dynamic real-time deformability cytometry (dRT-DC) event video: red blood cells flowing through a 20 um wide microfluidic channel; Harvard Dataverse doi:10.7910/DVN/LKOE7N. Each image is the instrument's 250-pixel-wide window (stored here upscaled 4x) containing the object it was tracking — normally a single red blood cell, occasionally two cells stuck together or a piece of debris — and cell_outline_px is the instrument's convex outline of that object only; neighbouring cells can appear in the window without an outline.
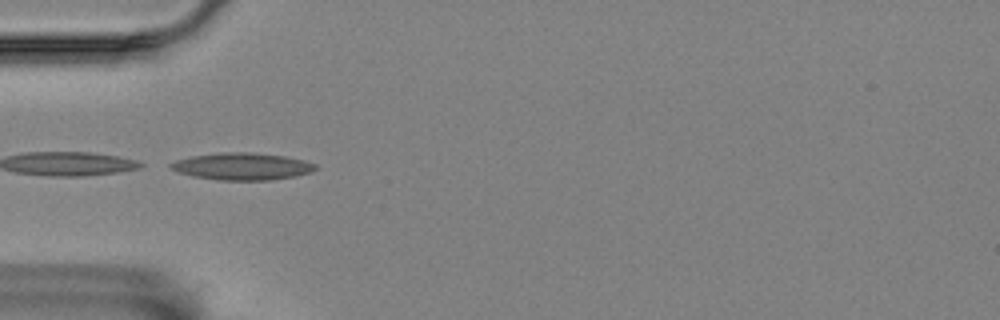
{"species": "Egyptian fruit bat (a non-hibernating species)", "species_latin": "Rousettus aegyptiacus", "temperature_condition": "room temperature", "stored_images_in_passage": 3, "camera_frame_rate_fps": 3000, "um_per_image_px": 0.085, "animal": {"sex": "female"}, "frame": {"image": 1, "passage_image": 1, "time_ms": 0.0, "image_size_px": [1000, 320], "cell_outline_px": [[316, 168], [312, 172], [296, 176], [268, 180], [220, 180], [192, 176], [176, 172], [168, 168], [168, 164], [176, 160], [192, 156], [220, 152], [252, 152], [284, 156], [304, 160], [316, 164]], "centroid_in_image_um": [20.55, 14.14], "position_along_channel_um": 64.5, "area_um2": 23.0}}
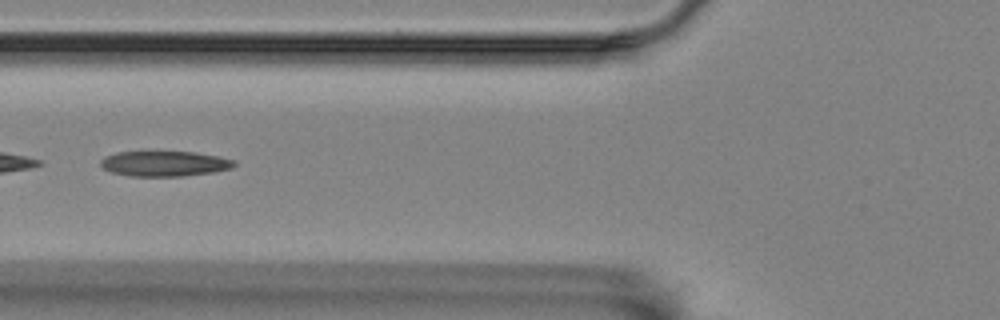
{"frame": {"image": 2, "passage_image": 2, "time_ms": 0.333, "image_size_px": [1000, 320], "cell_outline_px": [[236, 164], [232, 168], [212, 172], [180, 176], [132, 176], [112, 172], [104, 168], [100, 164], [100, 160], [104, 156], [116, 152], [196, 152], [236, 160]], "centroid_in_image_um": [13.98, 13.9], "position_along_channel_um": 111.8, "area_um2": 19.54}}
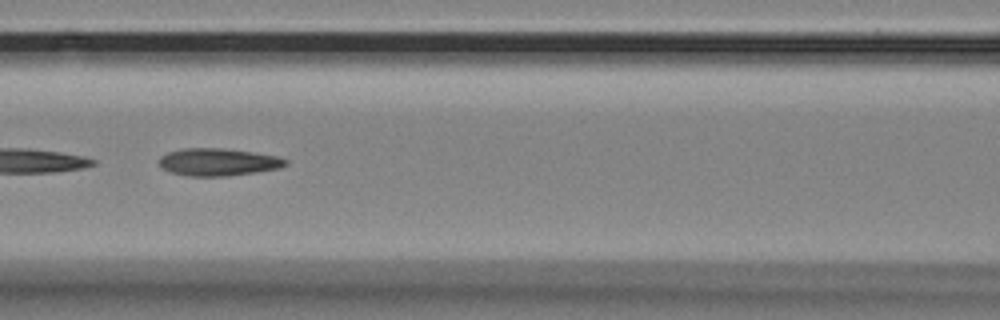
{"frame": {"image": 3, "passage_image": 3, "time_ms": 0.667, "image_size_px": [1000, 320], "cell_outline_px": [[288, 164], [280, 168], [256, 172], [228, 176], [188, 176], [168, 172], [160, 168], [160, 156], [168, 152], [184, 148], [224, 148], [252, 152], [276, 156], [288, 160]], "centroid_in_image_um": [18.52, 13.78], "position_along_channel_um": 148.1, "area_um2": 20.35}}